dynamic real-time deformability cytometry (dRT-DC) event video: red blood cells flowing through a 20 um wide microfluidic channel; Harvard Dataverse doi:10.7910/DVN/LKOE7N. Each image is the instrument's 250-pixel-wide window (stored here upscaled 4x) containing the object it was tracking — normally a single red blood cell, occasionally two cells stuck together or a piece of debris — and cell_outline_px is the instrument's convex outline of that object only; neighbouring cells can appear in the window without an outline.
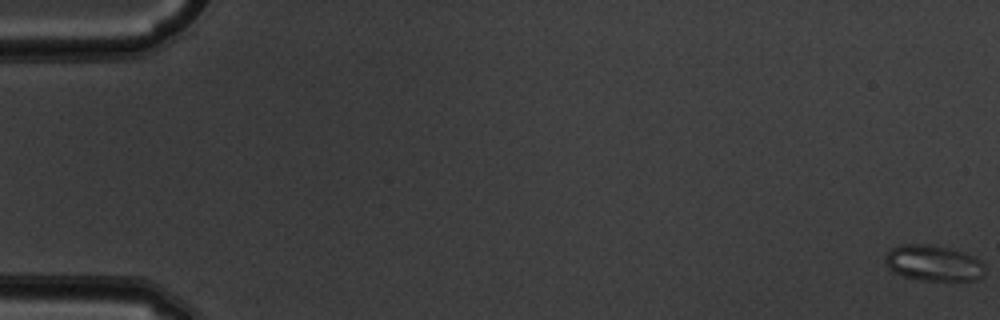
{"species": "common noctule bat (a hibernating species)", "species_latin": "Nyctalus noctula", "temperature_condition": "warm", "stored_images_in_passage": 55, "camera_frame_rate_fps": 3000, "um_per_image_px": 0.085, "animal": {"sex": "male", "body_mass_g": 19.5, "forearm_length_mm": 54.6}, "frame": {"image": 1, "passage_image": 1, "time_ms": 0.0, "image_size_px": [1000, 320], "cell_outline_px": [[984, 276], [976, 280], [916, 280], [892, 272], [888, 268], [884, 260], [888, 252], [892, 248], [900, 244], [928, 244], [948, 248], [964, 252], [976, 256], [984, 264]], "centroid_in_image_um": [79.35, 22.36], "position_along_channel_um": 5.7, "area_um2": 21.04}}
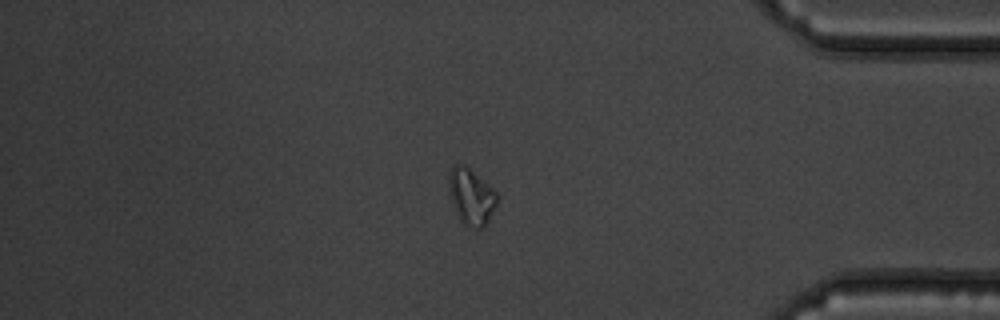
{"frame": {"image": 2, "passage_image": 47, "time_ms": 15.333, "image_size_px": [1000, 320], "cell_outline_px": [[500, 196], [484, 228], [476, 228], [464, 224], [460, 220], [452, 204], [448, 192], [448, 172], [452, 164], [464, 164], [488, 184]], "centroid_in_image_um": [40.02, 16.68], "position_along_channel_um": 395.2, "area_um2": 15.95}}
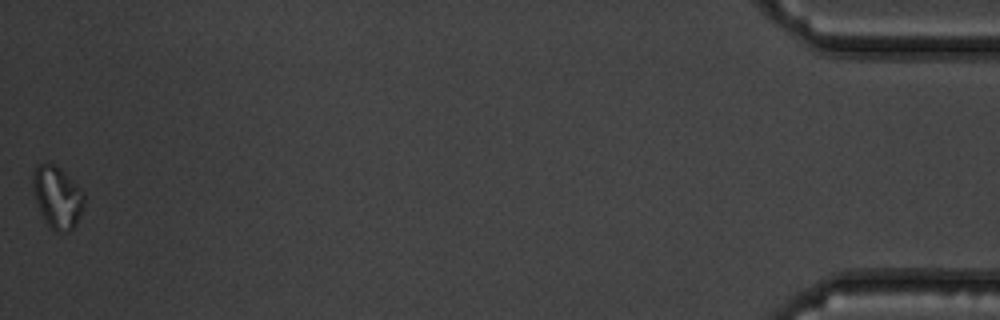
{"frame": {"image": 3, "passage_image": 55, "time_ms": 18.0, "image_size_px": [1000, 320], "cell_outline_px": [[84, 204], [76, 224], [68, 232], [56, 232], [48, 224], [36, 200], [32, 188], [32, 180], [36, 168], [40, 164], [52, 164], [60, 168], [84, 192]], "centroid_in_image_um": [4.89, 16.77], "position_along_channel_um": 430.3, "area_um2": 17.98}}